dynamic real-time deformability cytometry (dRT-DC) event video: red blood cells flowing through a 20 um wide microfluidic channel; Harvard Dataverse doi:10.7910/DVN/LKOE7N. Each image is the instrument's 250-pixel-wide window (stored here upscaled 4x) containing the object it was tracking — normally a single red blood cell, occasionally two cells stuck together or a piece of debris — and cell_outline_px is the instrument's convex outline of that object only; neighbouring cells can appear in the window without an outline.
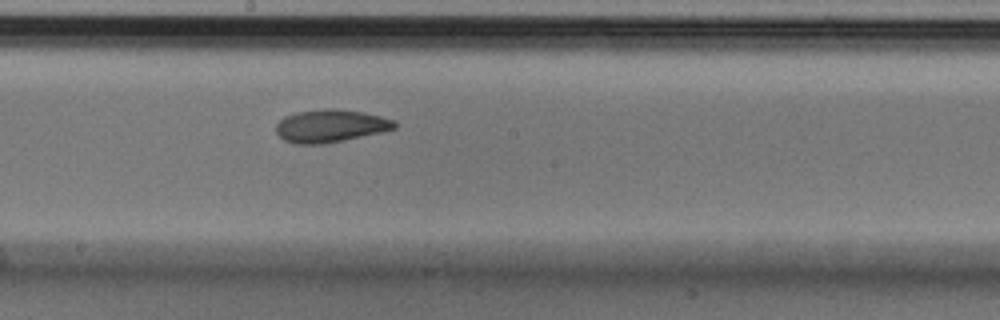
{"species": "Egyptian fruit bat (a non-hibernating species)", "species_latin": "Rousettus aegyptiacus", "temperature_condition": "cold", "stored_images_in_passage": 9, "camera_frame_rate_fps": 3000, "um_per_image_px": 0.085, "animal": {"sex": "male"}, "frame": {"image": 1, "passage_image": 9, "time_ms": 2.667, "image_size_px": [1000, 320], "cell_outline_px": [[396, 128], [380, 132], [344, 140], [324, 144], [292, 144], [284, 140], [276, 132], [276, 124], [284, 116], [296, 112], [324, 108], [336, 108], [364, 112], [396, 120]], "centroid_in_image_um": [28.07, 10.69], "position_along_channel_um": 220.1, "area_um2": 22.77}}